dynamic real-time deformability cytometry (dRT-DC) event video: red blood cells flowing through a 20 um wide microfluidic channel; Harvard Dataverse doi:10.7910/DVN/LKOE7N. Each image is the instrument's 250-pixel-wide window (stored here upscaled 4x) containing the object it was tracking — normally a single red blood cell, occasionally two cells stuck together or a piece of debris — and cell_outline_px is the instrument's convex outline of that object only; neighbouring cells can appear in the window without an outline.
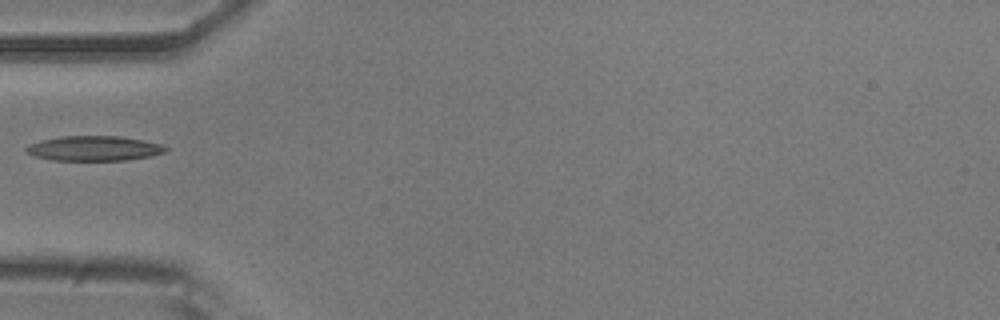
{"species": "common noctule bat (a hibernating species)", "species_latin": "Nyctalus noctula", "temperature_condition": "room temperature", "stored_images_in_passage": 37, "camera_frame_rate_fps": 3000, "um_per_image_px": 0.085, "animal": {"sex": "male", "body_mass_g": 20.5, "forearm_length_mm": 52.5}, "frame": {"image": 1, "passage_image": 1, "time_ms": 0.0, "image_size_px": [1000, 320], "cell_outline_px": [[168, 148], [164, 152], [152, 156], [124, 160], [52, 160], [36, 156], [24, 152], [24, 148], [28, 144], [40, 140], [60, 136], [120, 136], [144, 140], [160, 144]], "centroid_in_image_um": [7.95, 12.6], "position_along_channel_um": 77.0, "area_um2": 20.29}}
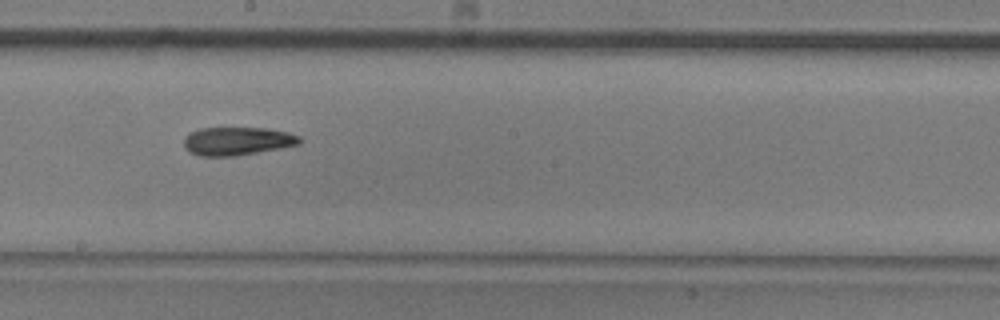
{"frame": {"image": 2, "passage_image": 13, "time_ms": 4.0, "image_size_px": [1000, 320], "cell_outline_px": [[300, 144], [280, 148], [232, 156], [200, 156], [188, 152], [184, 148], [184, 136], [188, 132], [200, 128], [268, 128], [288, 132], [300, 136]], "centroid_in_image_um": [20.11, 11.98], "position_along_channel_um": 228.1, "area_um2": 19.13}}
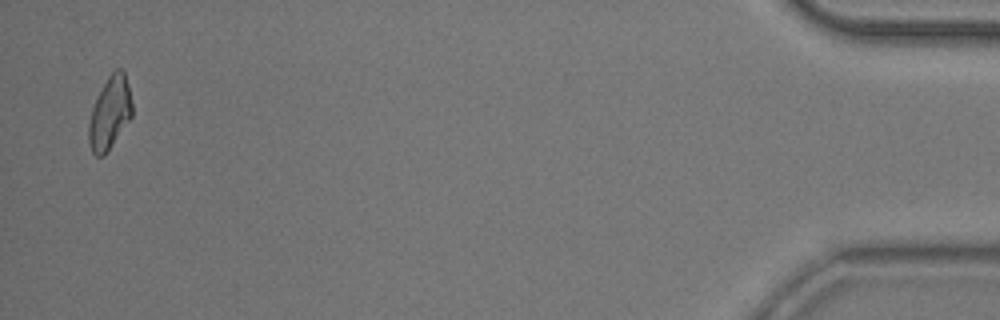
{"frame": {"image": 3, "passage_image": 36, "time_ms": 11.667, "image_size_px": [1000, 320], "cell_outline_px": [[132, 116], [104, 156], [96, 156], [92, 152], [88, 140], [88, 124], [92, 108], [108, 76], [116, 68], [120, 68], [124, 72], [132, 104]], "centroid_in_image_um": [9.32, 9.63], "position_along_channel_um": 425.9, "area_um2": 17.98}}